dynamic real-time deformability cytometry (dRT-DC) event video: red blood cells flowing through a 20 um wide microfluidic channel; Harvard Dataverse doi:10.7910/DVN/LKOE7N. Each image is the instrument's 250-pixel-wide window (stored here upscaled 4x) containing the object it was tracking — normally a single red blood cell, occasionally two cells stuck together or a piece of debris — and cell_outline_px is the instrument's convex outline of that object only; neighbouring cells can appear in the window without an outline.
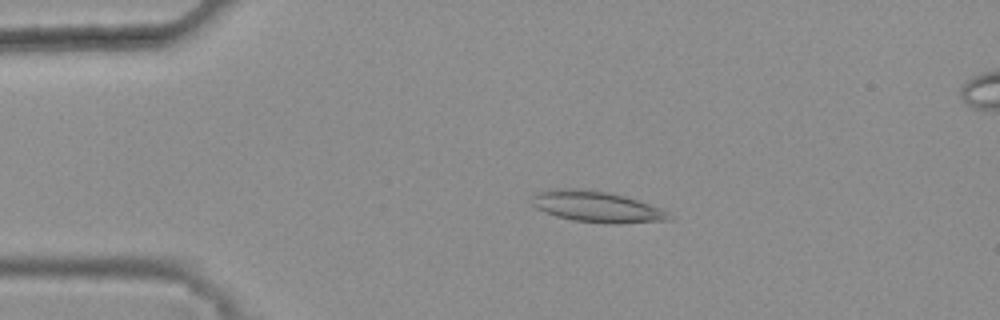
{"species": "common noctule bat (a hibernating species)", "species_latin": "Nyctalus noctula", "temperature_condition": "warm", "stored_images_in_passage": 45, "camera_frame_rate_fps": 3000, "um_per_image_px": 0.085, "animal": {"sex": "female", "body_mass_g": 25.1}, "frame": {"image": 1, "passage_image": 11, "time_ms": 3.333, "image_size_px": [1000, 320], "cell_outline_px": [[672, 220], [616, 224], [608, 224], [572, 220], [556, 216], [544, 212], [536, 208], [532, 204], [532, 192], [548, 188], [584, 188], [608, 192], [640, 200], [660, 208], [672, 216]], "centroid_in_image_um": [50.66, 17.55], "position_along_channel_um": 34.3, "area_um2": 25.37}}
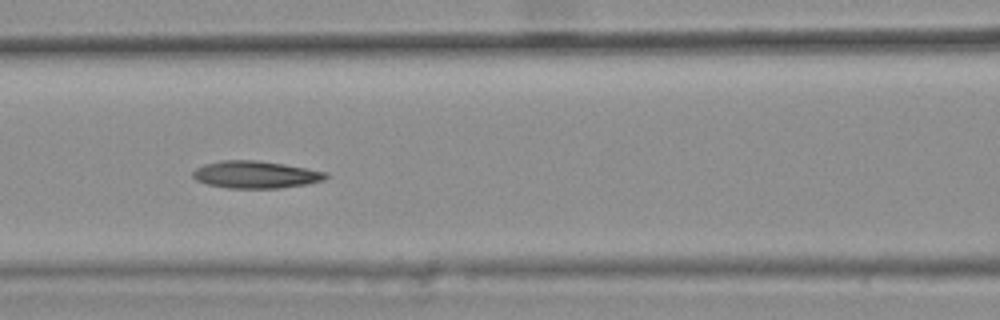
{"frame": {"image": 2, "passage_image": 23, "time_ms": 7.333, "image_size_px": [1000, 320], "cell_outline_px": [[328, 176], [324, 180], [308, 184], [280, 188], [228, 188], [208, 184], [196, 180], [192, 176], [192, 172], [196, 168], [204, 164], [220, 160], [256, 160], [284, 164], [308, 168], [328, 172]], "centroid_in_image_um": [21.74, 14.84], "position_along_channel_um": 144.9, "area_um2": 21.27}}
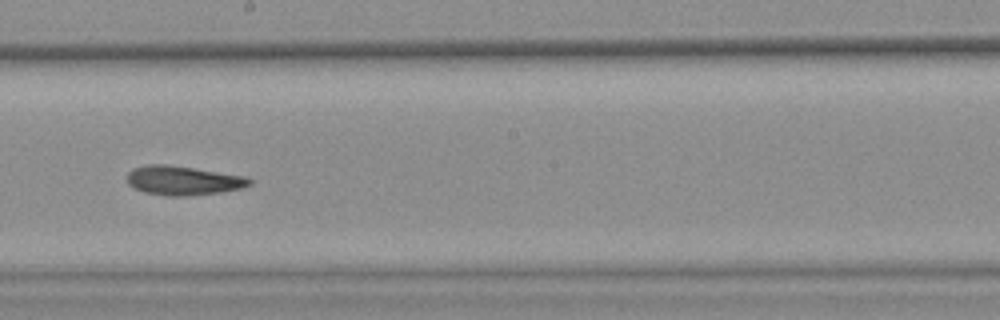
{"frame": {"image": 3, "passage_image": 30, "time_ms": 9.667, "image_size_px": [1000, 320], "cell_outline_px": [[252, 184], [240, 188], [220, 192], [184, 196], [168, 196], [144, 192], [128, 184], [128, 172], [132, 168], [148, 164], [164, 164], [192, 168], [244, 176], [252, 180]], "centroid_in_image_um": [15.54, 15.34], "position_along_channel_um": 232.7, "area_um2": 20.52}, "authors_computed_cell_mechanics": {"area_um2": 21.1548, "velocity_mm_per_s": 3.7667, "shape_relaxation_time_tau1_ms": null, "shape_relaxation_time_tau2_ms": 10.833, "deformation_change_tau1": null, "deformation_change_tau2": 0.2407}}